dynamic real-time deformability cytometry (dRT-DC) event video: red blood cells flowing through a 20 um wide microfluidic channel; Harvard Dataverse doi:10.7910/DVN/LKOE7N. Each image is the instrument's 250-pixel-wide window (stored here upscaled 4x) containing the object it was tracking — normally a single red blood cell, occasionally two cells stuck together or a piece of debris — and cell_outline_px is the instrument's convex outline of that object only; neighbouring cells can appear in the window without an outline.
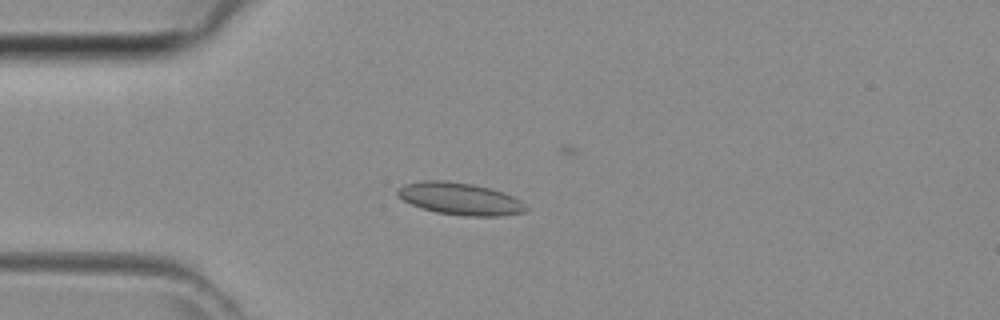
{"species": "common noctule bat (a hibernating species)", "species_latin": "Nyctalus noctula", "temperature_condition": "room temperature", "stored_images_in_passage": 27, "camera_frame_rate_fps": 3000, "um_per_image_px": 0.085, "animal": {"sex": "female", "body_mass_g": 29.2, "forearm_length_mm": 56.3}, "frame": {"image": 1, "passage_image": 10, "time_ms": 3.0, "image_size_px": [1000, 320], "cell_outline_px": [[528, 208], [524, 212], [500, 216], [464, 216], [436, 212], [420, 208], [404, 200], [396, 192], [404, 184], [424, 180], [444, 180], [472, 184], [492, 188], [504, 192], [520, 200]], "centroid_in_image_um": [39.12, 16.89], "position_along_channel_um": 45.9, "area_um2": 24.04}}
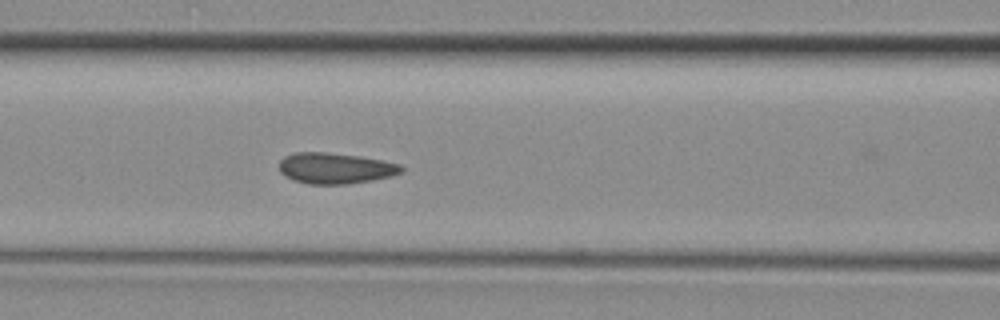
{"frame": {"image": 2, "passage_image": 17, "time_ms": 5.333, "image_size_px": [1000, 320], "cell_outline_px": [[404, 172], [392, 176], [372, 180], [344, 184], [308, 184], [292, 180], [284, 176], [280, 172], [280, 160], [284, 156], [296, 152], [324, 152], [360, 156], [384, 160], [400, 164], [404, 168]], "centroid_in_image_um": [28.51, 14.3], "position_along_channel_um": 138.1, "area_um2": 22.2}}
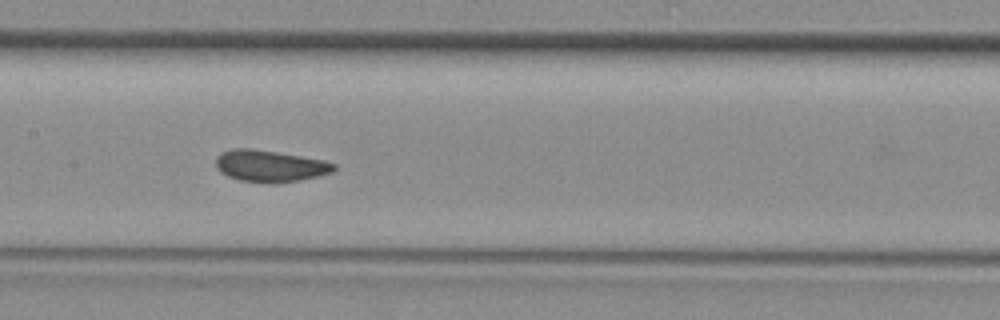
{"frame": {"image": 3, "passage_image": 20, "time_ms": 6.333, "image_size_px": [1000, 320], "cell_outline_px": [[336, 168], [332, 172], [300, 180], [276, 184], [240, 180], [228, 176], [220, 172], [216, 168], [216, 156], [220, 152], [232, 148], [248, 148], [300, 156], [324, 160], [336, 164]], "centroid_in_image_um": [22.91, 14.11], "position_along_channel_um": 184.5, "area_um2": 21.79}}